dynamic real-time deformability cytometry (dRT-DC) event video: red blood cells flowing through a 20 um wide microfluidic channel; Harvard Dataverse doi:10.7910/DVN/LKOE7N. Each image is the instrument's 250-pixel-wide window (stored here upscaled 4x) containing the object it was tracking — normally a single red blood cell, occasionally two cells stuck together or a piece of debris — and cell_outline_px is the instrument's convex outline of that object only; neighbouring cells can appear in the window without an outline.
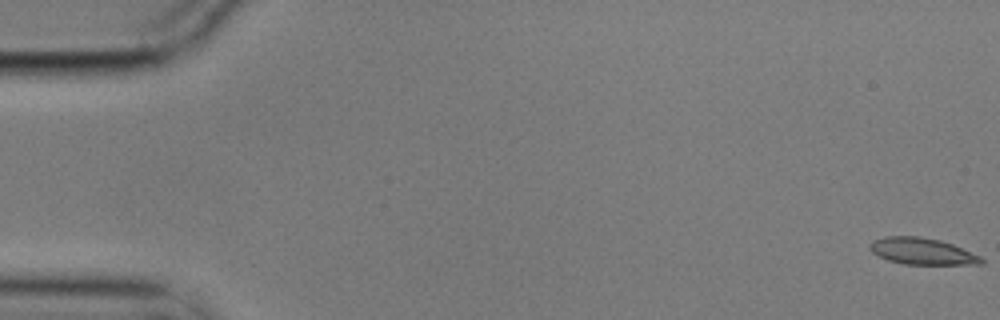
{"species": "common noctule bat (a hibernating species)", "species_latin": "Nyctalus noctula", "temperature_condition": "cold", "stored_images_in_passage": 10, "camera_frame_rate_fps": 3000, "um_per_image_px": 0.085, "animal": {"sex": "male", "body_mass_g": 17.9}, "frame": {"image": 1, "passage_image": 1, "time_ms": 0.0, "image_size_px": [1000, 320], "cell_outline_px": [[984, 264], [904, 264], [888, 260], [872, 252], [868, 248], [868, 244], [872, 240], [884, 236], [920, 236], [940, 240], [952, 244], [980, 256], [984, 260]], "centroid_in_image_um": [78.34, 21.34], "position_along_channel_um": 6.7, "area_um2": 17.28}}
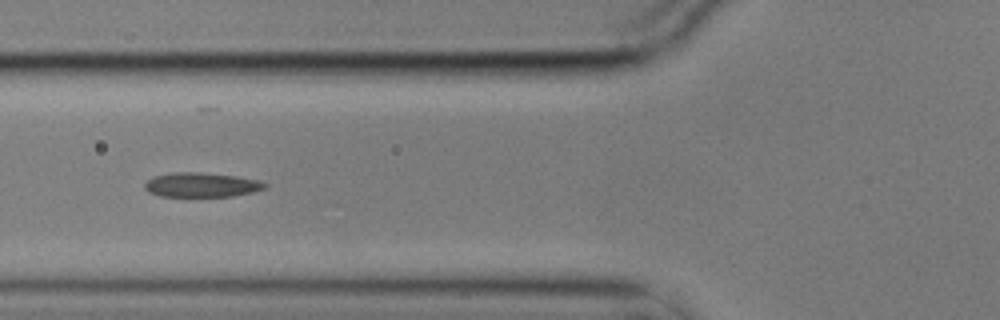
{"frame": {"image": 2, "passage_image": 6, "time_ms": 1.667, "image_size_px": [1000, 320], "cell_outline_px": [[268, 188], [252, 192], [232, 196], [160, 196], [148, 192], [144, 188], [144, 184], [152, 176], [172, 172], [200, 172], [236, 176], [256, 180], [268, 184]], "centroid_in_image_um": [17.1, 15.71], "position_along_channel_um": 108.7, "area_um2": 17.17}}
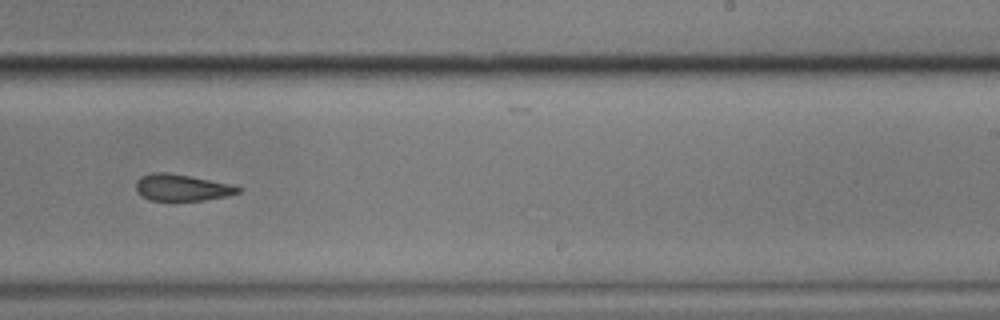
{"frame": {"image": 3, "passage_image": 10, "time_ms": 3.0, "image_size_px": [1000, 320], "cell_outline_px": [[244, 188], [240, 192], [228, 196], [204, 200], [148, 200], [136, 192], [136, 180], [140, 176], [152, 172], [168, 172], [236, 184]], "centroid_in_image_um": [15.5, 15.93], "position_along_channel_um": 273.5, "area_um2": 16.24}}